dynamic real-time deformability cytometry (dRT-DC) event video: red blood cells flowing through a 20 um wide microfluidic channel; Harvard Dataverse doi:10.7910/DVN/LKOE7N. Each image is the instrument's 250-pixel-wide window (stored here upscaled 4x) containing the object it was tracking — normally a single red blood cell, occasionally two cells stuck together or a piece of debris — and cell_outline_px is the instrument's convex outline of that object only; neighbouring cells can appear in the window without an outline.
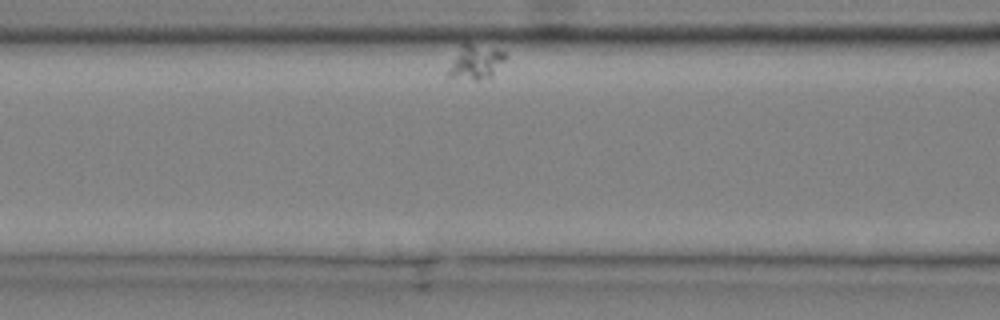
{"species": "common noctule bat (a hibernating species)", "species_latin": "Nyctalus noctula", "temperature_condition": "cold", "stored_images_in_passage": 8, "camera_frame_rate_fps": 3000, "um_per_image_px": 0.085, "animal": {"sex": "male", "body_mass_g": 20.4}, "frame": {"image": 1, "passage_image": 3, "time_ms": 0.667, "image_size_px": [1000, 320], "cell_outline_px": [[504, 60], [492, 76], [480, 80], [472, 80], [444, 76], [460, 44], [464, 40], [496, 48], [504, 52]], "centroid_in_image_um": [40.36, 5.24], "position_along_channel_um": 126.2, "area_um2": 11.85}}